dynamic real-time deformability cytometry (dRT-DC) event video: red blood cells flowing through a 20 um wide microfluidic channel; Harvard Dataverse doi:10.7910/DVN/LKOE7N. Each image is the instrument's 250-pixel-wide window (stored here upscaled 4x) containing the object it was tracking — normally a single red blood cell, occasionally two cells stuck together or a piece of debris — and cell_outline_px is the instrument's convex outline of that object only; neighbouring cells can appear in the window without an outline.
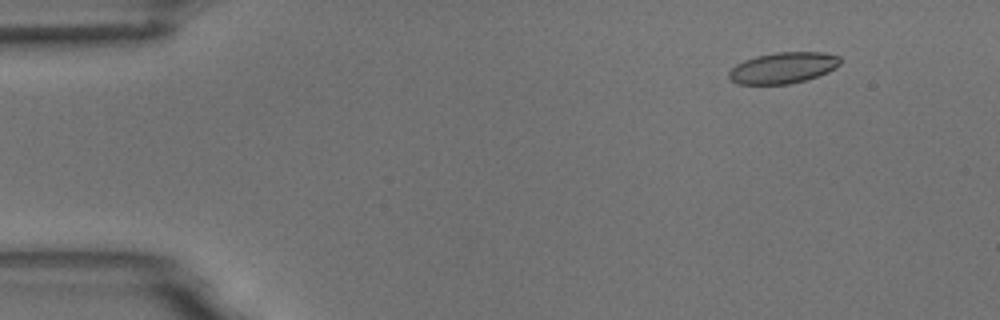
{"species": "common noctule bat (a hibernating species)", "species_latin": "Nyctalus noctula", "temperature_condition": "room temperature", "stored_images_in_passage": 4, "camera_frame_rate_fps": 3000, "um_per_image_px": 0.085, "animal": {"sex": "male", "body_mass_g": 18.8}, "frame": {"image": 1, "passage_image": 1, "time_ms": 0.0, "image_size_px": [1000, 320], "cell_outline_px": [[840, 64], [836, 68], [828, 72], [804, 80], [788, 84], [736, 84], [728, 76], [728, 72], [736, 64], [744, 60], [756, 56], [776, 52], [824, 52], [840, 56]], "centroid_in_image_um": [66.56, 5.76], "position_along_channel_um": 18.4, "area_um2": 20.17}}
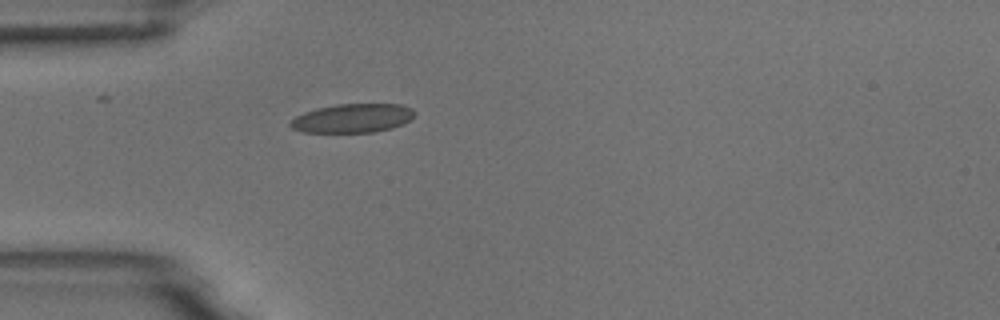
{"frame": {"image": 2, "passage_image": 4, "time_ms": 3.333, "image_size_px": [1000, 320], "cell_outline_px": [[416, 112], [404, 124], [392, 128], [372, 132], [304, 132], [292, 128], [288, 124], [296, 116], [304, 112], [316, 108], [336, 104], [404, 104], [412, 108]], "centroid_in_image_um": [29.98, 10.04], "position_along_channel_um": 55.0, "area_um2": 20.92}}